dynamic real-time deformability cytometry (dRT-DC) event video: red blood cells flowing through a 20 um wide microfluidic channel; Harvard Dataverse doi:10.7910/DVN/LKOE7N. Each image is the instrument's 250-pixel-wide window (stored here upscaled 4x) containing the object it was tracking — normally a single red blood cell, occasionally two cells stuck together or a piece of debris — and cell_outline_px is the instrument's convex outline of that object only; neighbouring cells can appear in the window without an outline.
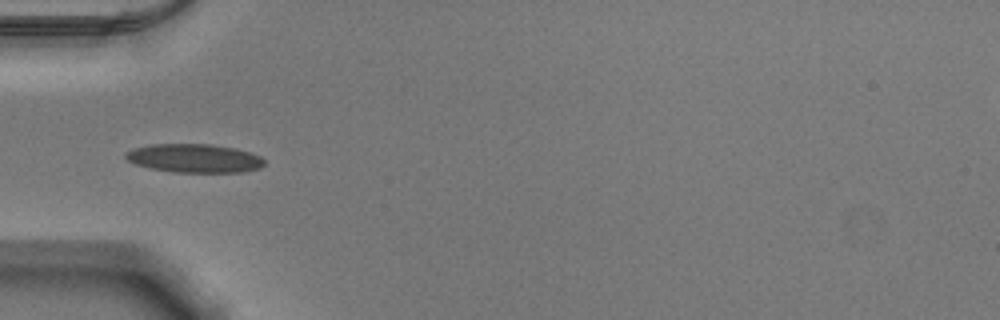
{"species": "Egyptian fruit bat (a non-hibernating species)", "species_latin": "Rousettus aegyptiacus", "temperature_condition": "warm", "stored_images_in_passage": 15, "camera_frame_rate_fps": 3000, "um_per_image_px": 0.085, "animal": {"sex": "male"}, "frame": {"image": 1, "passage_image": 1, "time_ms": 0.0, "image_size_px": [1000, 320], "cell_outline_px": [[264, 164], [260, 168], [240, 172], [172, 172], [152, 168], [136, 164], [128, 160], [124, 156], [124, 152], [132, 148], [152, 144], [208, 144], [236, 148], [260, 156], [264, 160]], "centroid_in_image_um": [16.49, 13.44], "position_along_channel_um": 68.5, "area_um2": 23.06}}
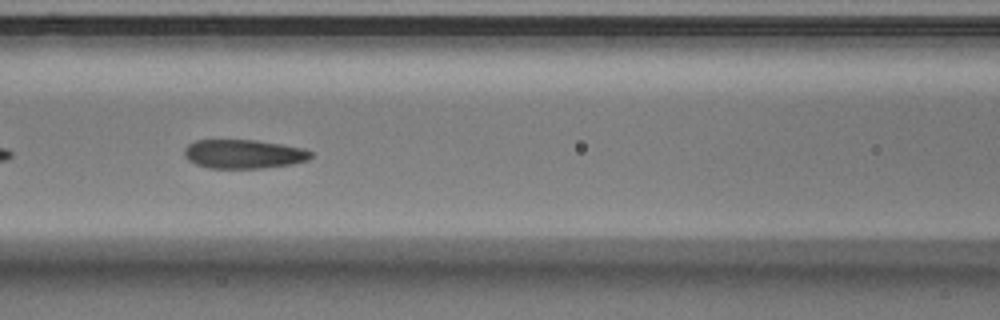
{"frame": {"image": 2, "passage_image": 7, "time_ms": 2.0, "image_size_px": [1000, 320], "cell_outline_px": [[312, 156], [308, 160], [292, 164], [260, 168], [208, 168], [196, 164], [188, 160], [184, 156], [184, 148], [188, 144], [196, 140], [256, 140], [304, 148], [312, 152]], "centroid_in_image_um": [20.69, 13.09], "position_along_channel_um": 145.9, "area_um2": 21.39}}
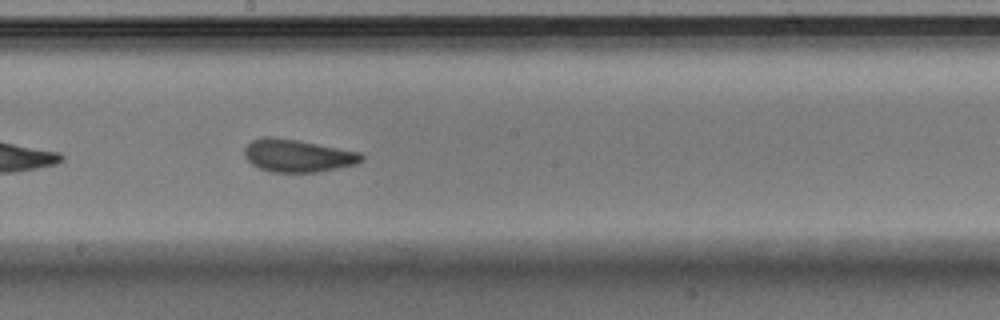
{"frame": {"image": 3, "passage_image": 13, "time_ms": 4.0, "image_size_px": [1000, 320], "cell_outline_px": [[364, 160], [356, 164], [316, 172], [272, 172], [260, 168], [252, 164], [244, 156], [244, 148], [252, 140], [268, 136], [272, 136], [296, 140], [360, 152], [364, 156]], "centroid_in_image_um": [25.29, 13.23], "position_along_channel_um": 222.9, "area_um2": 22.08}}